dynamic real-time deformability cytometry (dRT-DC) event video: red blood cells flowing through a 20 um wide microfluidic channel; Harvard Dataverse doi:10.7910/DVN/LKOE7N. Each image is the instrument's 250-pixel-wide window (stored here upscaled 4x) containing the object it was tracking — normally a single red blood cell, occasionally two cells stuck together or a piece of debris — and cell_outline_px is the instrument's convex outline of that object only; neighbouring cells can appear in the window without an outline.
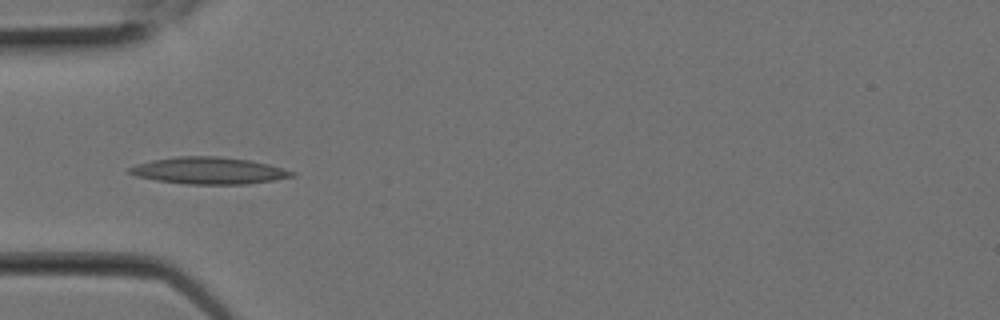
{"species": "Egyptian fruit bat (a non-hibernating species)", "species_latin": "Rousettus aegyptiacus", "temperature_condition": "room temperature", "stored_images_in_passage": 1, "camera_frame_rate_fps": 3000, "um_per_image_px": 0.085, "animal": {"sex": "female"}, "frame": {"image": 1, "passage_image": 1, "time_ms": 0.0, "image_size_px": [1000, 320], "cell_outline_px": [[296, 176], [248, 184], [188, 184], [156, 180], [136, 176], [128, 172], [128, 168], [136, 164], [152, 160], [176, 156], [220, 156], [252, 160], [268, 164], [296, 172]], "centroid_in_image_um": [17.76, 14.49], "position_along_channel_um": 67.2, "area_um2": 25.49}}